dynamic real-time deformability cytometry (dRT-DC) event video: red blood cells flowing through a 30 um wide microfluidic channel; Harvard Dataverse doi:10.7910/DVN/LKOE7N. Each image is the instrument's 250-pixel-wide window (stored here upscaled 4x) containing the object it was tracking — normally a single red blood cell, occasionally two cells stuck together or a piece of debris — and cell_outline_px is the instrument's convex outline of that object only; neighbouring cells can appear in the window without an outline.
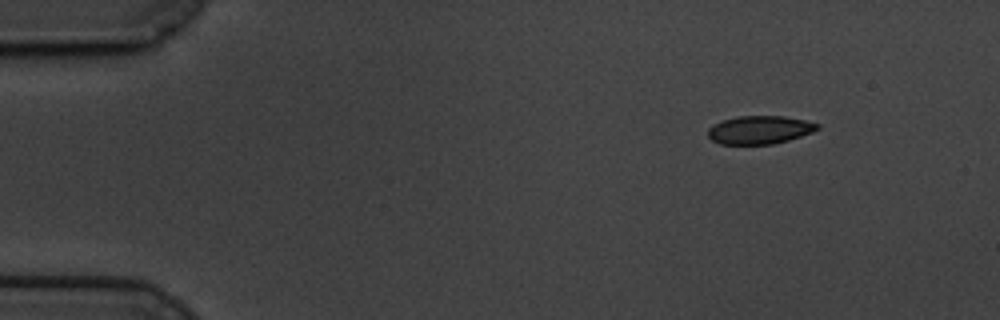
{"species": "common noctule bat (a hibernating species)", "species_latin": "Nyctalus noctula", "temperature_condition": "cold", "stored_images_in_passage": 54, "camera_frame_rate_fps": 3000, "um_per_image_px": 0.085, "animal": {"sex": "male", "body_mass_g": 19.5, "forearm_length_mm": 54.6}, "frame": {"image": 1, "passage_image": 1, "time_ms": 0.0, "image_size_px": [1000, 320], "cell_outline_px": [[820, 128], [812, 132], [788, 140], [772, 144], [720, 144], [712, 140], [708, 136], [708, 128], [724, 120], [736, 116], [784, 116], [804, 120], [820, 124]], "centroid_in_image_um": [64.58, 11.04], "position_along_channel_um": 20.4, "area_um2": 17.86}}
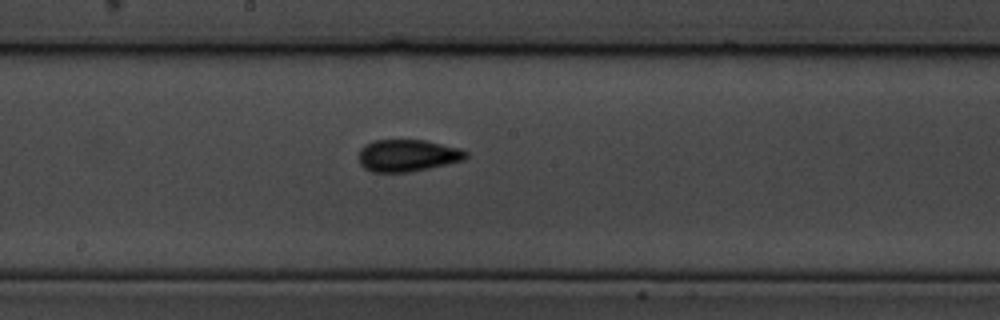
{"frame": {"image": 2, "passage_image": 26, "time_ms": 8.333, "image_size_px": [1000, 320], "cell_outline_px": [[468, 156], [464, 160], [448, 164], [408, 172], [372, 172], [364, 168], [360, 164], [360, 148], [364, 144], [372, 140], [424, 140], [460, 148], [468, 152]], "centroid_in_image_um": [34.64, 13.21], "position_along_channel_um": 213.6, "area_um2": 20.06}}
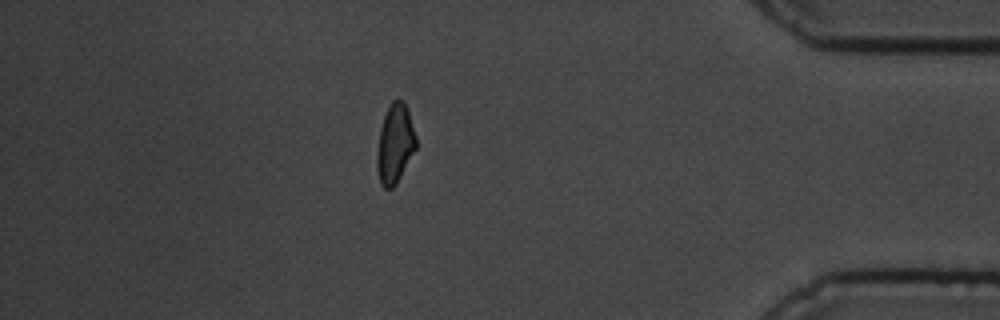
{"frame": {"image": 3, "passage_image": 46, "time_ms": 15.0, "image_size_px": [1000, 320], "cell_outline_px": [[416, 148], [396, 184], [392, 188], [384, 188], [380, 184], [376, 168], [376, 156], [380, 128], [384, 116], [392, 100], [400, 100], [408, 108], [416, 136]], "centroid_in_image_um": [33.56, 12.24], "position_along_channel_um": 401.6, "area_um2": 17.98}, "authors_computed_cell_mechanics": {"area_um2": 18.9006, "velocity_mm_per_s": 3.3781, "shape_relaxation_time_tau1_ms": 4.5868, "shape_relaxation_time_tau2_ms": 2.0351, "deformation_change_tau1": 0.1153, "deformation_change_tau2": 0.0438}}